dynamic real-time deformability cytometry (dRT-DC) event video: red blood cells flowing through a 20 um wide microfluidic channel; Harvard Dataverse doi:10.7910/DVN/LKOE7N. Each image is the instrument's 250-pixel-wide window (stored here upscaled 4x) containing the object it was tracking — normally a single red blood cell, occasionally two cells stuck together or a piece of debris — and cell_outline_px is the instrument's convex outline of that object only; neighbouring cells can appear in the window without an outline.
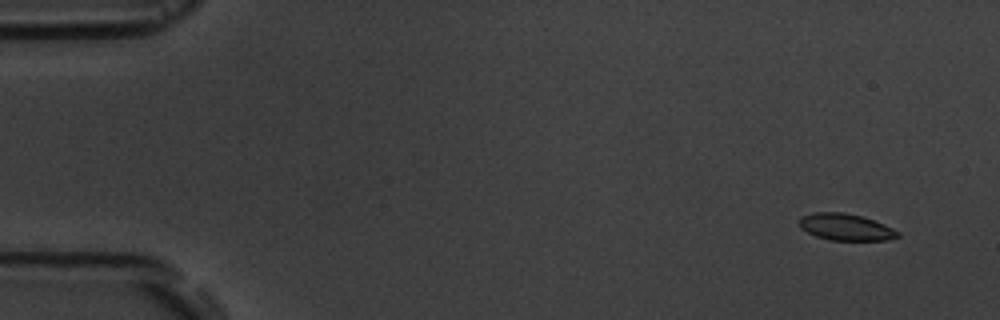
{"species": "common noctule bat (a hibernating species)", "species_latin": "Nyctalus noctula", "temperature_condition": "room temperature", "stored_images_in_passage": 8, "camera_frame_rate_fps": 3000, "um_per_image_px": 0.085, "animal": {"sex": "male", "body_mass_g": 19.5, "forearm_length_mm": 54.6}, "frame": {"image": 1, "passage_image": 1, "time_ms": 0.0, "image_size_px": [1000, 320], "cell_outline_px": [[900, 236], [888, 240], [832, 240], [816, 236], [800, 228], [800, 216], [812, 212], [844, 212], [860, 216], [884, 224], [900, 232]], "centroid_in_image_um": [71.88, 19.3], "position_along_channel_um": 13.1, "area_um2": 15.26}}
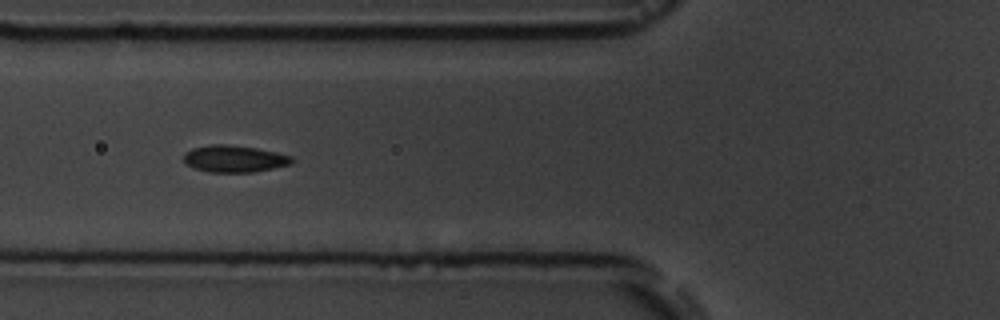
{"frame": {"image": 2, "passage_image": 6, "time_ms": 6.0, "image_size_px": [1000, 320], "cell_outline_px": [[292, 164], [252, 172], [208, 172], [192, 168], [184, 164], [184, 152], [192, 148], [208, 144], [228, 144], [256, 148], [276, 152], [292, 156]], "centroid_in_image_um": [19.85, 13.49], "position_along_channel_um": 105.9, "area_um2": 17.11}}
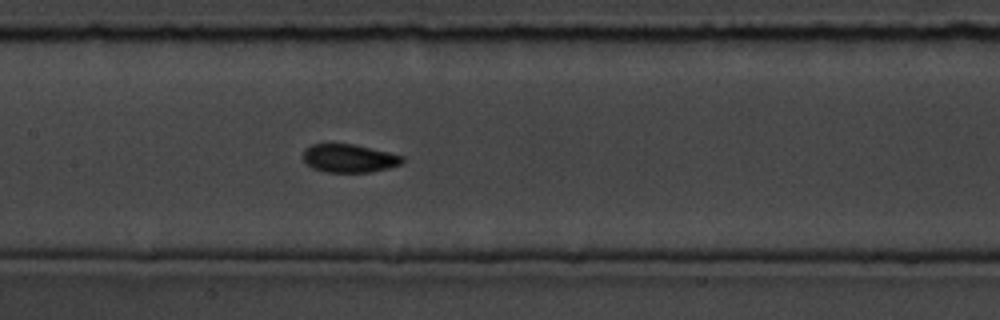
{"frame": {"image": 3, "passage_image": 8, "time_ms": 8.0, "image_size_px": [1000, 320], "cell_outline_px": [[404, 160], [400, 164], [388, 168], [368, 172], [328, 172], [312, 168], [304, 160], [304, 148], [312, 144], [352, 144], [388, 152], [404, 156]], "centroid_in_image_um": [29.67, 13.45], "position_along_channel_um": 177.7, "area_um2": 16.13}}